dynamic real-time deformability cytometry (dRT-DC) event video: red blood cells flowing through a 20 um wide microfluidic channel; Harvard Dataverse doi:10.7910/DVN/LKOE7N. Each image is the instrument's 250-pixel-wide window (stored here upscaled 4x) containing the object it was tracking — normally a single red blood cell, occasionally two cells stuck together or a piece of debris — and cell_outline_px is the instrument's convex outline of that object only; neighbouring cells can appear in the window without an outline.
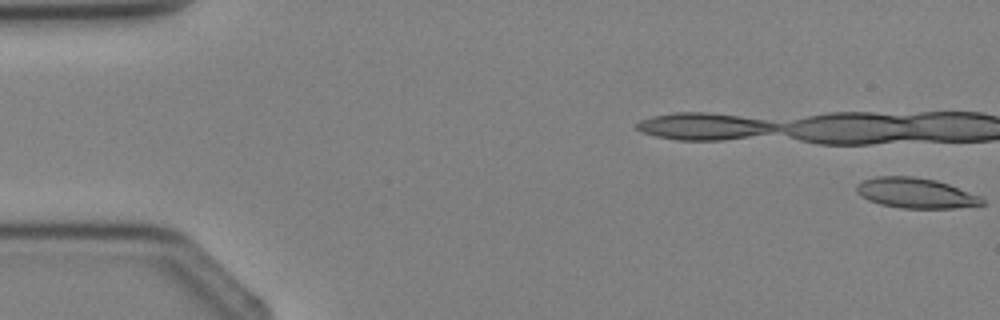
{"species": "Egyptian fruit bat (a non-hibernating species)", "species_latin": "Rousettus aegyptiacus", "temperature_condition": "cold", "stored_images_in_passage": 3, "camera_frame_rate_fps": 3000, "um_per_image_px": 0.085, "animal": {"sex": "female"}, "frame": {"image": 1, "passage_image": 1, "time_ms": 0.0, "image_size_px": [1000, 320], "cell_outline_px": [[984, 204], [956, 208], [900, 208], [880, 204], [868, 200], [860, 196], [856, 192], [856, 188], [864, 180], [876, 176], [912, 176], [936, 180], [948, 184], [980, 196], [984, 200]], "centroid_in_image_um": [77.82, 16.41], "position_along_channel_um": 7.2, "area_um2": 22.02}}